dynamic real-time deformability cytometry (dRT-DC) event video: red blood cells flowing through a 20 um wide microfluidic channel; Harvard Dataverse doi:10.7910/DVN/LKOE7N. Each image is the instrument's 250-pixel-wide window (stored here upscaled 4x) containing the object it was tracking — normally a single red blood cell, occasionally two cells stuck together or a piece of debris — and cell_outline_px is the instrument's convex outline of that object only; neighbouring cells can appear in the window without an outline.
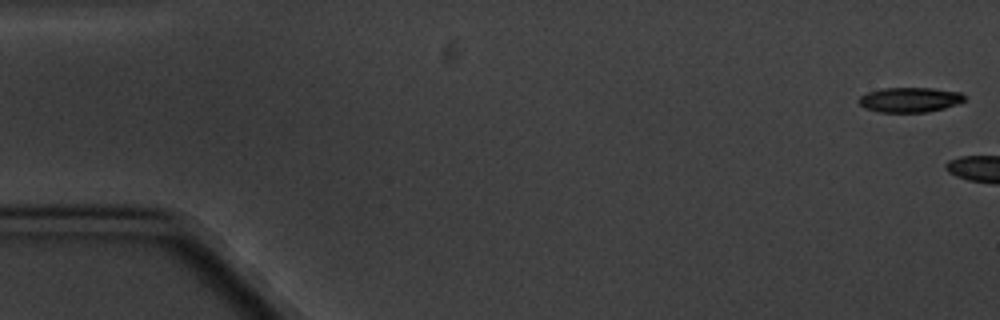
{"species": "common noctule bat (a hibernating species)", "species_latin": "Nyctalus noctula", "temperature_condition": "cold", "stored_images_in_passage": 3, "camera_frame_rate_fps": 3000, "um_per_image_px": 0.085, "animal": {"sex": "male", "body_mass_g": 20.1, "forearm_length_mm": 53.5}, "frame": {"image": 1, "passage_image": 1, "time_ms": 0.0, "image_size_px": [1000, 320], "cell_outline_px": [[964, 100], [960, 104], [928, 112], [880, 112], [864, 108], [856, 100], [860, 96], [868, 92], [884, 88], [932, 88], [960, 92], [964, 96]], "centroid_in_image_um": [77.33, 8.48], "position_along_channel_um": 7.7, "area_um2": 15.37}}